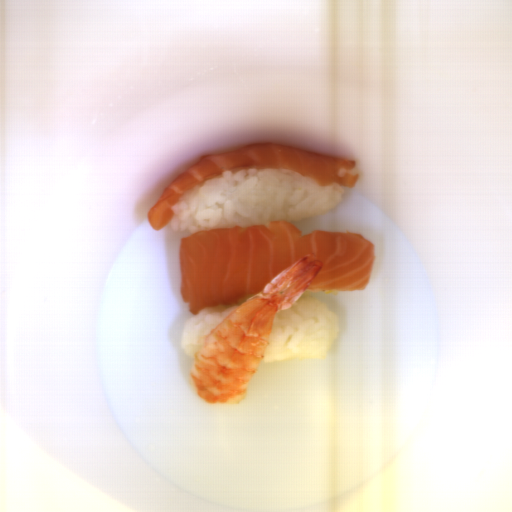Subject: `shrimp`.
I'll use <instances>...</instances> for the list:
<instances>
[{"instance_id": "a79e029a", "label": "shrimp", "mask_w": 512, "mask_h": 512, "mask_svg": "<svg viewBox=\"0 0 512 512\" xmlns=\"http://www.w3.org/2000/svg\"><path fill=\"white\" fill-rule=\"evenodd\" d=\"M323 265L313 253L300 257L210 331L189 367L192 386L205 402L238 405L247 396L269 346L275 313L293 307Z\"/></svg>"}]
</instances>
